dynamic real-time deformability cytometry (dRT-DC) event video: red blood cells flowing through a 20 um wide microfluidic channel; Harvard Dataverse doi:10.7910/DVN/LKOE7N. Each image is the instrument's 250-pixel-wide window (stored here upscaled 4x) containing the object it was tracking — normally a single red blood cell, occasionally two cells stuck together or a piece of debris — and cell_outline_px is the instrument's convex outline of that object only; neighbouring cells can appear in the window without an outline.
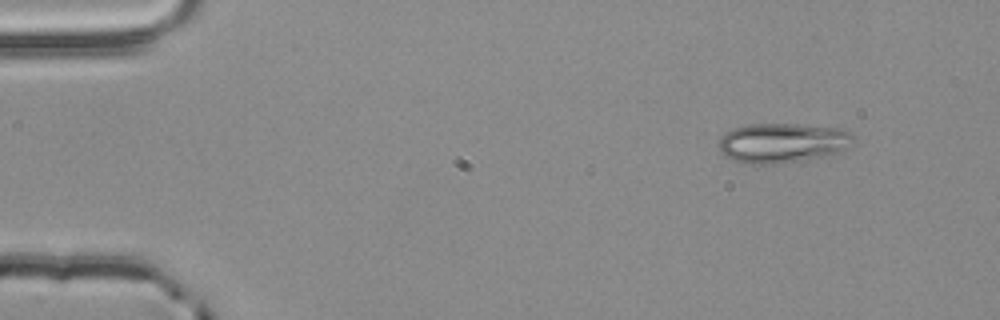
{"species": "common noctule bat (a hibernating species)", "species_latin": "Nyctalus noctula", "temperature_condition": "room temperature", "stored_images_in_passage": 49, "camera_frame_rate_fps": 3000, "um_per_image_px": 0.085, "animal": {"sex": "male", "body_mass_g": 20.4}, "frame": {"image": 1, "passage_image": 1, "time_ms": 0.0, "image_size_px": [1000, 320], "cell_outline_px": [[856, 140], [852, 144], [840, 152], [824, 156], [776, 164], [752, 164], [736, 160], [724, 156], [716, 144], [720, 136], [736, 128], [748, 124], [800, 124], [836, 128], [848, 132], [856, 136]], "centroid_in_image_um": [66.51, 12.14], "position_along_channel_um": 18.5, "area_um2": 31.15}}
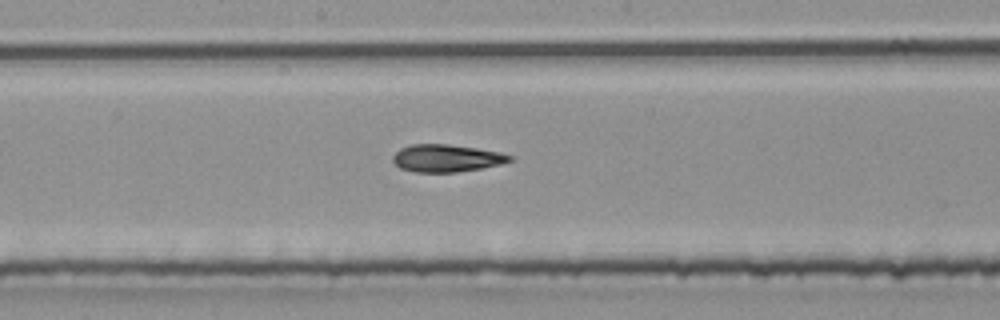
{"frame": {"image": 2, "passage_image": 24, "time_ms": 7.667, "image_size_px": [1000, 320], "cell_outline_px": [[512, 160], [500, 164], [480, 168], [456, 172], [412, 172], [400, 168], [392, 160], [392, 156], [400, 148], [412, 144], [448, 144], [476, 148], [496, 152], [512, 156]], "centroid_in_image_um": [37.89, 13.45], "position_along_channel_um": 210.3, "area_um2": 18.5}}
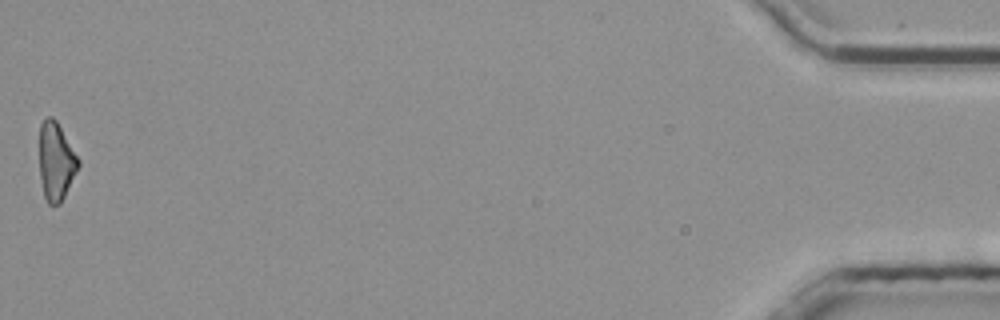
{"frame": {"image": 3, "passage_image": 49, "time_ms": 16.0, "image_size_px": [1000, 320], "cell_outline_px": [[80, 164], [60, 204], [48, 204], [44, 196], [40, 180], [40, 124], [48, 116], [52, 116], [56, 120], [80, 160]], "centroid_in_image_um": [4.75, 13.72], "position_along_channel_um": 430.4, "area_um2": 17.51}, "authors_computed_cell_mechanics": {"area_um2": 18.8428, "velocity_mm_per_s": 3.8753, "shape_relaxation_time_tau1_ms": null, "shape_relaxation_time_tau2_ms": 4.7851, "deformation_change_tau1": null, "deformation_change_tau2": 0.1407}}